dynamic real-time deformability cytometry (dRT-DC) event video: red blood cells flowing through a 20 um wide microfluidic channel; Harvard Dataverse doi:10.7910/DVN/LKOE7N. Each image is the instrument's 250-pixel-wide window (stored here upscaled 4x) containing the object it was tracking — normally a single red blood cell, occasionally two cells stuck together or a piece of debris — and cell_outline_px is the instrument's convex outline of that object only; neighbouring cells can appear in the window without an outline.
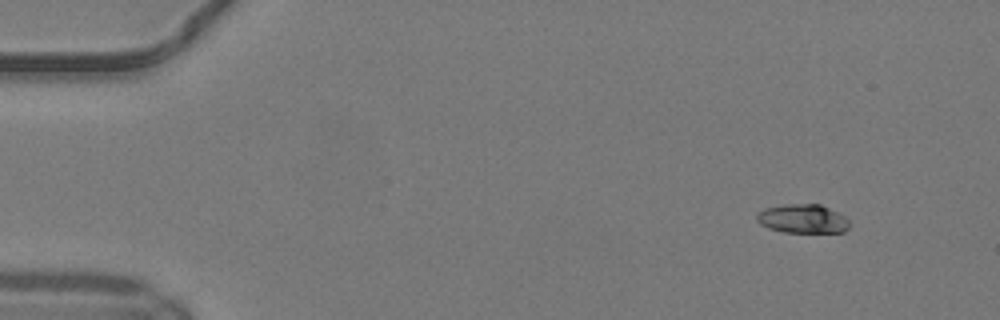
{"species": "common noctule bat (a hibernating species)", "species_latin": "Nyctalus noctula", "temperature_condition": "warm", "stored_images_in_passage": 46, "camera_frame_rate_fps": 3000, "um_per_image_px": 0.085, "animal": {"sex": "male", "body_mass_g": 19.2, "forearm_length_mm": 51.8}, "frame": {"image": 1, "passage_image": 1, "time_ms": 0.0, "image_size_px": [1000, 320], "cell_outline_px": [[852, 224], [844, 232], [784, 232], [768, 228], [760, 224], [756, 220], [756, 216], [764, 208], [784, 204], [820, 204], [844, 216]], "centroid_in_image_um": [68.23, 18.6], "position_along_channel_um": 16.8, "area_um2": 15.61}}
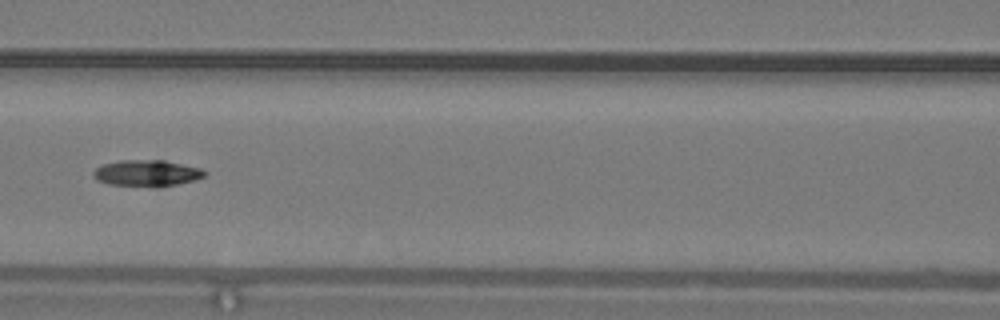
{"frame": {"image": 2, "passage_image": 19, "time_ms": 6.0, "image_size_px": [1000, 320], "cell_outline_px": [[204, 176], [192, 180], [176, 184], [156, 188], [108, 184], [96, 180], [92, 176], [92, 172], [96, 168], [104, 164], [120, 160], [164, 160], [200, 168], [204, 172]], "centroid_in_image_um": [12.41, 14.73], "position_along_channel_um": 154.2, "area_um2": 17.11}}
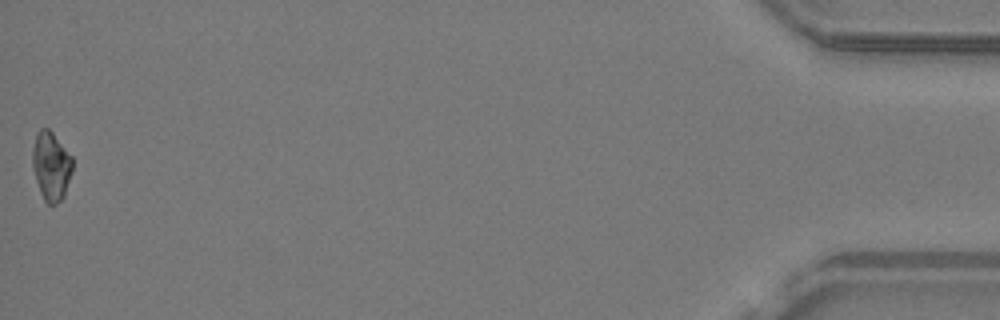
{"frame": {"image": 3, "passage_image": 46, "time_ms": 15.0, "image_size_px": [1000, 320], "cell_outline_px": [[72, 172], [64, 196], [56, 204], [48, 204], [44, 200], [40, 192], [32, 168], [32, 148], [36, 132], [40, 128], [48, 128], [52, 132], [72, 156]], "centroid_in_image_um": [4.33, 14.1], "position_along_channel_um": 430.9, "area_um2": 16.13}, "authors_computed_cell_mechanics": {"area_um2": 16.184, "velocity_mm_per_s": 4.1726, "shape_relaxation_time_tau1_ms": 11.1623, "shape_relaxation_time_tau2_ms": null, "deformation_change_tau1": 0.2085, "deformation_change_tau2": null}}